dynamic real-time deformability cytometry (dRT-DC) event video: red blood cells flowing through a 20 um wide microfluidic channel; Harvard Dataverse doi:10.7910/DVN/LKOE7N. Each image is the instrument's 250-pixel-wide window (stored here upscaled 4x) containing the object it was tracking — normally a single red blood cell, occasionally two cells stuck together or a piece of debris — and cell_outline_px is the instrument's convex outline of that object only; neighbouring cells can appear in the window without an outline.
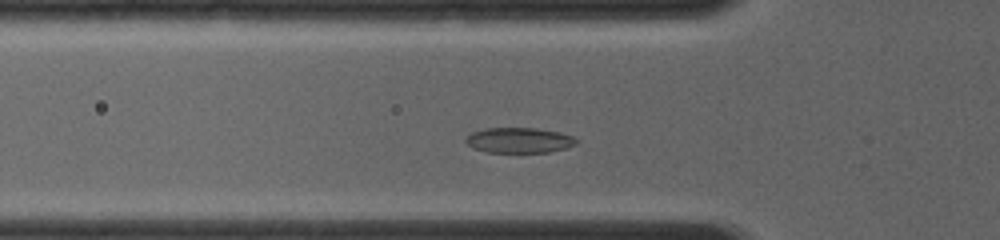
{"species": "common noctule bat (a hibernating species)", "species_latin": "Nyctalus noctula", "temperature_condition": "room temperature", "stored_images_in_passage": 15, "camera_frame_rate_fps": 4000, "um_per_image_px": 0.085, "animal": {"sex": "female", "body_mass_g": 19.0, "forearm_length_mm": 56.7}, "frame": {"image": 1, "passage_image": 6, "time_ms": 1.5, "image_size_px": [1000, 240], "cell_outline_px": [[580, 140], [576, 144], [568, 148], [548, 152], [484, 152], [472, 148], [464, 140], [472, 132], [484, 128], [536, 128], [560, 132], [572, 136]], "centroid_in_image_um": [44.15, 11.92], "position_along_channel_um": 81.7, "area_um2": 16.47}}
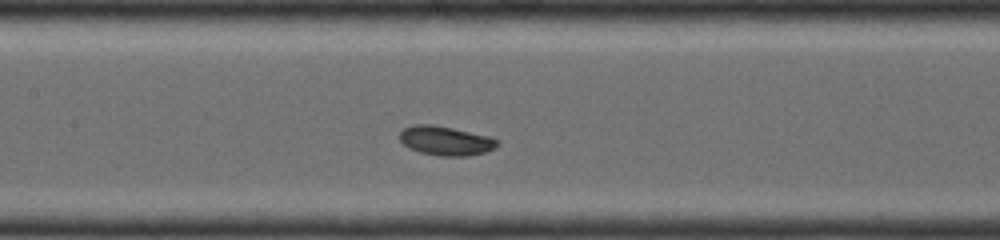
{"frame": {"image": 2, "passage_image": 12, "time_ms": 3.5, "image_size_px": [1000, 240], "cell_outline_px": [[500, 144], [484, 152], [468, 156], [440, 156], [420, 152], [408, 148], [400, 140], [400, 132], [404, 128], [412, 124], [432, 124], [452, 128], [488, 136], [500, 140]], "centroid_in_image_um": [37.86, 11.96], "position_along_channel_um": 169.5, "area_um2": 16.59}}
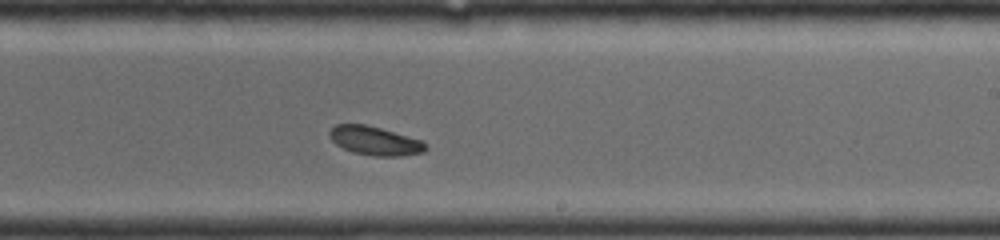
{"frame": {"image": 3, "passage_image": 15, "time_ms": 5.5, "image_size_px": [1000, 240], "cell_outline_px": [[428, 148], [424, 152], [400, 156], [372, 156], [352, 152], [336, 144], [328, 136], [328, 132], [336, 124], [364, 124], [380, 128], [424, 140], [428, 144]], "centroid_in_image_um": [31.9, 11.97], "position_along_channel_um": 257.1, "area_um2": 16.3}}